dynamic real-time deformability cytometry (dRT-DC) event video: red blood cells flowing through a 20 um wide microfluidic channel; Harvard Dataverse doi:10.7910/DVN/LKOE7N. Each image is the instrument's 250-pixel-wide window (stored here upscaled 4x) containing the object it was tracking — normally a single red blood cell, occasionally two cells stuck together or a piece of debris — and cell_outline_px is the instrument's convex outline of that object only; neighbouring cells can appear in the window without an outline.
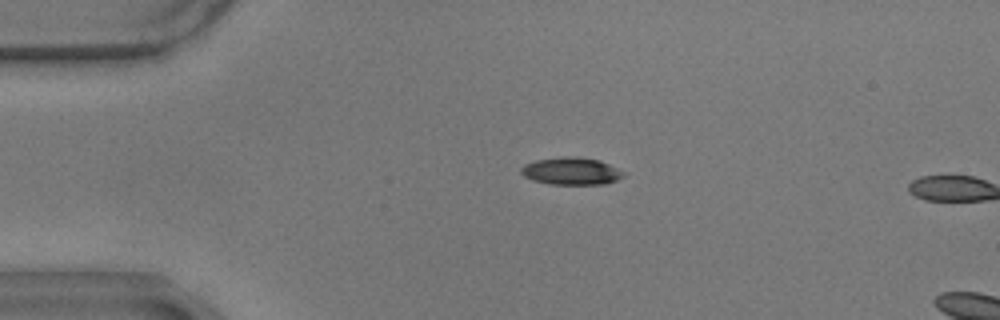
{"species": "common noctule bat (a hibernating species)", "species_latin": "Nyctalus noctula", "temperature_condition": "warm", "stored_images_in_passage": 2, "camera_frame_rate_fps": 3000, "um_per_image_px": 0.085, "animal": {"sex": "male", "body_mass_g": 17.9}, "frame": {"image": 1, "passage_image": 1, "time_ms": 0.0, "image_size_px": [1000, 320], "cell_outline_px": [[624, 176], [616, 180], [604, 184], [548, 184], [532, 180], [524, 176], [520, 172], [520, 168], [524, 164], [536, 160], [560, 156], [576, 156], [600, 160], [624, 172]], "centroid_in_image_um": [48.52, 14.53], "position_along_channel_um": 36.5, "area_um2": 16.42}}